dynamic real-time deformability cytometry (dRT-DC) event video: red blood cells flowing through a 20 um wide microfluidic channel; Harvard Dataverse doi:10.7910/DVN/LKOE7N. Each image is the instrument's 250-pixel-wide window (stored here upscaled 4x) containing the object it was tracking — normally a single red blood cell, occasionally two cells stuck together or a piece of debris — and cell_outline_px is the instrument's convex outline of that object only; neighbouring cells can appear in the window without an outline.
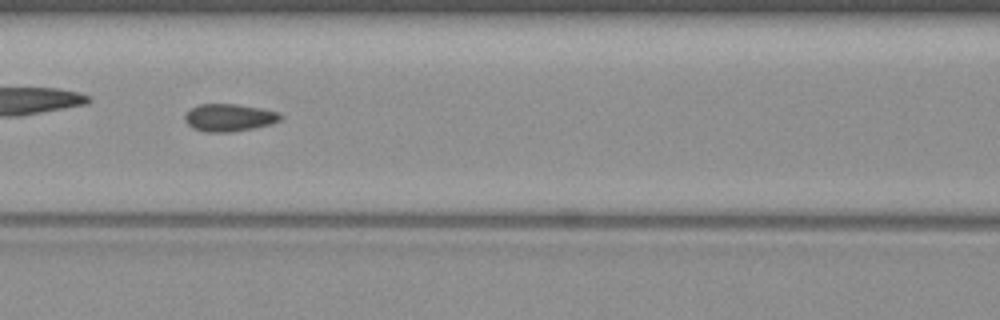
{"species": "common noctule bat (a hibernating species)", "species_latin": "Nyctalus noctula", "temperature_condition": "warm", "stored_images_in_passage": 55, "camera_frame_rate_fps": 3000, "um_per_image_px": 0.085, "animal": {"sex": "female", "body_mass_g": 19.3, "forearm_length_mm": 54.1}, "frame": {"image": 1, "passage_image": 24, "time_ms": 7.667, "image_size_px": [1000, 320], "cell_outline_px": [[284, 116], [280, 120], [272, 124], [232, 132], [204, 132], [192, 128], [184, 120], [184, 116], [192, 108], [200, 104], [236, 104], [264, 108], [280, 112]], "centroid_in_image_um": [19.52, 9.99], "position_along_channel_um": 147.1, "area_um2": 15.49}}
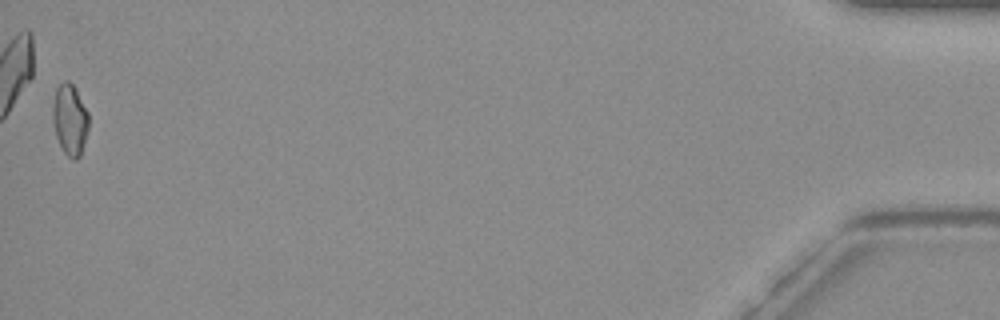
{"frame": {"image": 2, "passage_image": 55, "time_ms": 18.0, "image_size_px": [1000, 320], "cell_outline_px": [[88, 128], [80, 156], [76, 160], [72, 160], [64, 152], [56, 136], [52, 120], [52, 104], [56, 88], [64, 80], [68, 80], [76, 88], [88, 112]], "centroid_in_image_um": [5.93, 10.14], "position_along_channel_um": 429.3, "area_um2": 14.97}, "authors_computed_cell_mechanics": {"area_um2": 15.317, "velocity_mm_per_s": 3.7262, "shape_relaxation_time_tau1_ms": 11.158, "shape_relaxation_time_tau2_ms": 1.2443, "deformation_change_tau1": 0.1839, "deformation_change_tau2": 0.0791}}